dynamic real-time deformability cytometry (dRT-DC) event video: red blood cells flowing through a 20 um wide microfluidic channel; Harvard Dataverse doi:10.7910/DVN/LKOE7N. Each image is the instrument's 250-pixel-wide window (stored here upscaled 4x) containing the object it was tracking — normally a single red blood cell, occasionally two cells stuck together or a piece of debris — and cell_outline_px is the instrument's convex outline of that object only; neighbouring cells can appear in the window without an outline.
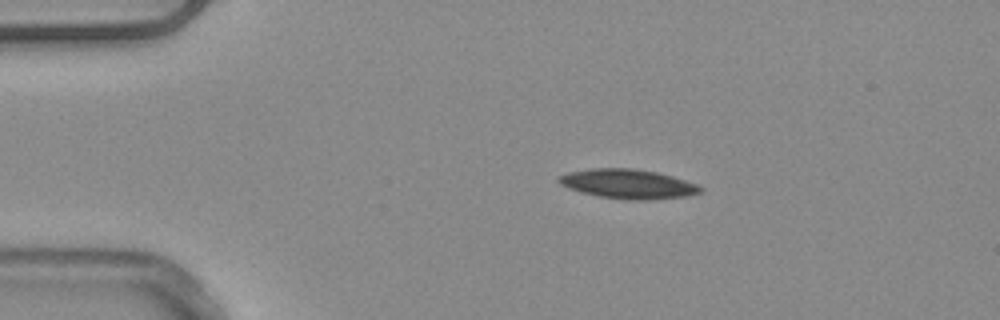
{"species": "common noctule bat (a hibernating species)", "species_latin": "Nyctalus noctula", "temperature_condition": "warm", "stored_images_in_passage": 43, "camera_frame_rate_fps": 3000, "um_per_image_px": 0.085, "animal": {"sex": "male", "body_mass_g": 20.4}, "frame": {"image": 1, "passage_image": 1, "time_ms": 0.0, "image_size_px": [1000, 320], "cell_outline_px": [[704, 192], [688, 196], [648, 200], [628, 200], [600, 196], [580, 192], [568, 188], [560, 184], [556, 180], [556, 176], [568, 172], [588, 168], [632, 168], [656, 172], [672, 176], [696, 184], [704, 188]], "centroid_in_image_um": [53.36, 15.63], "position_along_channel_um": 31.6, "area_um2": 24.51}}
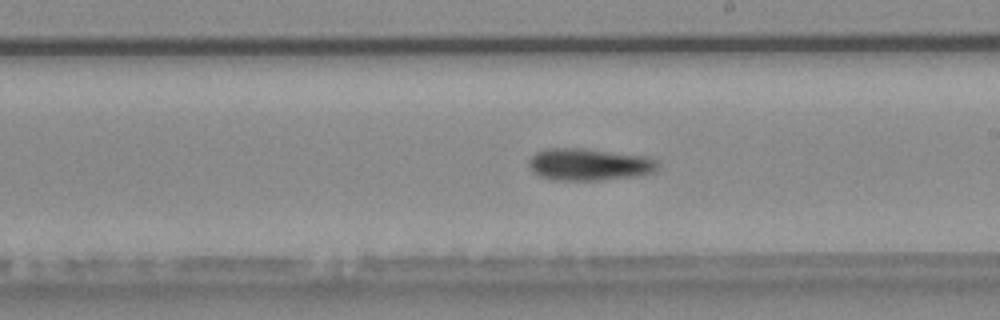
{"frame": {"image": 2, "passage_image": 21, "time_ms": 6.667, "image_size_px": [1000, 320], "cell_outline_px": [[660, 164], [656, 172], [640, 176], [600, 180], [552, 180], [540, 176], [528, 164], [528, 160], [536, 152], [544, 148], [584, 148], [648, 156], [656, 160]], "centroid_in_image_um": [50.13, 13.97], "position_along_channel_um": 238.9, "area_um2": 24.45}}
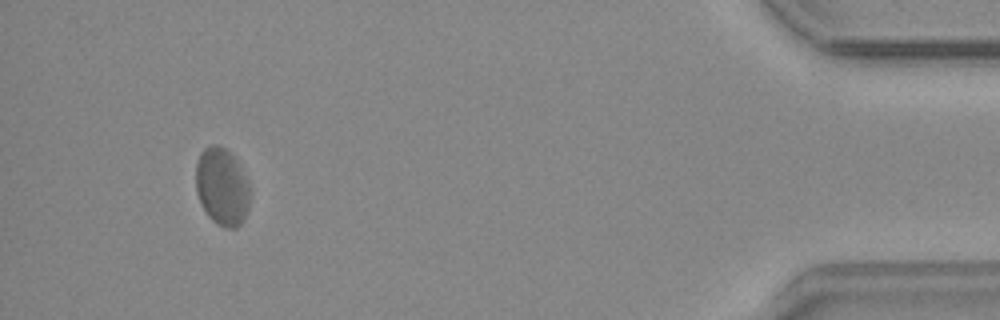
{"frame": {"image": 3, "passage_image": 40, "time_ms": 13.0, "image_size_px": [1000, 320], "cell_outline_px": [[252, 196], [248, 208], [240, 224], [236, 228], [224, 228], [216, 224], [208, 216], [196, 192], [196, 164], [200, 152], [204, 148], [212, 144], [216, 144], [232, 152], [248, 180], [252, 192]], "centroid_in_image_um": [18.9, 15.86], "position_along_channel_um": 416.3, "area_um2": 24.91}, "authors_computed_cell_mechanics": {"area_um2": 23.698, "velocity_mm_per_s": 3.8646, "shape_relaxation_time_tau1_ms": null, "shape_relaxation_time_tau2_ms": 4.446, "deformation_change_tau1": null, "deformation_change_tau2": 0.0948}}